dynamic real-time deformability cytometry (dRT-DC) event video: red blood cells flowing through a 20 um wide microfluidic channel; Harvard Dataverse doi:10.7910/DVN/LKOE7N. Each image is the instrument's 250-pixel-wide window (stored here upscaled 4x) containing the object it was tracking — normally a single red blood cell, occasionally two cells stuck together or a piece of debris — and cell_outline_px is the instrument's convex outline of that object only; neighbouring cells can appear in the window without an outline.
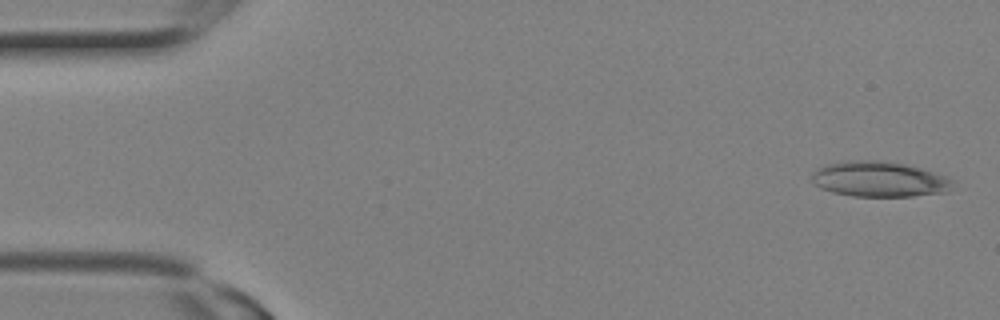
{"species": "Egyptian fruit bat (a non-hibernating species)", "species_latin": "Rousettus aegyptiacus", "temperature_condition": "room temperature", "stored_images_in_passage": 9, "camera_frame_rate_fps": 3000, "um_per_image_px": 0.085, "animal": {"sex": "female"}, "frame": {"image": 1, "passage_image": 1, "time_ms": 0.0, "image_size_px": [1000, 320], "cell_outline_px": [[952, 180], [948, 192], [912, 196], [852, 196], [832, 192], [820, 188], [812, 184], [812, 172], [816, 168], [824, 164], [844, 160], [880, 160], [904, 164], [920, 168], [948, 176]], "centroid_in_image_um": [74.67, 15.22], "position_along_channel_um": 10.3, "area_um2": 29.3}}
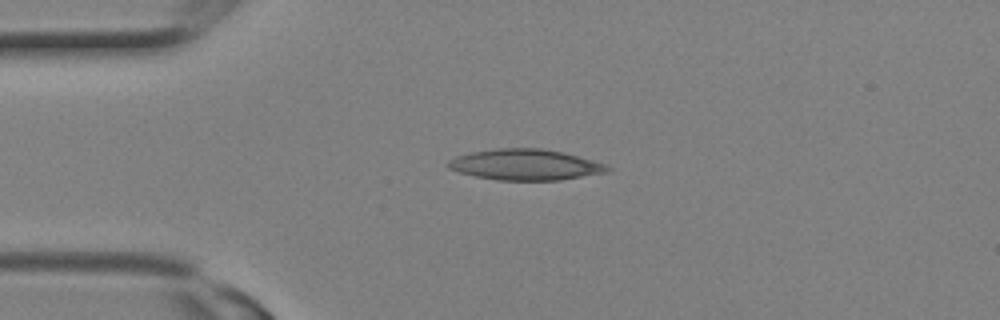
{"frame": {"image": 2, "passage_image": 6, "time_ms": 1.667, "image_size_px": [1000, 320], "cell_outline_px": [[612, 168], [608, 172], [560, 180], [496, 180], [476, 176], [460, 172], [448, 168], [444, 164], [448, 160], [456, 156], [468, 152], [496, 148], [540, 148], [564, 152], [592, 160], [604, 164]], "centroid_in_image_um": [44.61, 13.99], "position_along_channel_um": 40.4, "area_um2": 28.78}}
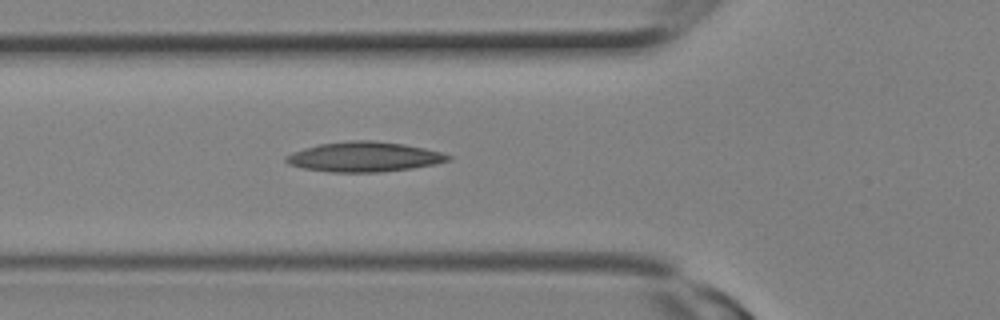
{"frame": {"image": 3, "passage_image": 9, "time_ms": 2.667, "image_size_px": [1000, 320], "cell_outline_px": [[452, 160], [436, 164], [412, 168], [380, 172], [332, 172], [304, 168], [288, 164], [284, 160], [284, 156], [292, 152], [304, 148], [320, 144], [348, 140], [372, 140], [404, 144], [424, 148], [440, 152], [452, 156]], "centroid_in_image_um": [30.96, 13.33], "position_along_channel_um": 94.8, "area_um2": 28.32}}